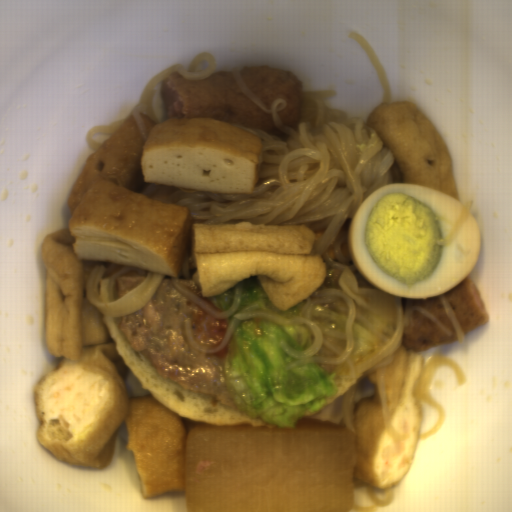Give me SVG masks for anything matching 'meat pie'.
Instances as JSON below:
<instances>
[{"mask_svg": "<svg viewBox=\"0 0 512 512\" xmlns=\"http://www.w3.org/2000/svg\"><path fill=\"white\" fill-rule=\"evenodd\" d=\"M171 277L165 275L146 305L121 318L119 331L134 351L147 356L162 377L236 406L225 385L231 338L218 353H200L191 347L185 327V319H190L195 342L200 347L216 348L226 334L228 317H212L179 292Z\"/></svg>", "mask_w": 512, "mask_h": 512, "instance_id": "b5893723", "label": "meat pie"}, {"mask_svg": "<svg viewBox=\"0 0 512 512\" xmlns=\"http://www.w3.org/2000/svg\"><path fill=\"white\" fill-rule=\"evenodd\" d=\"M148 270L134 268L116 279L113 298H119L133 291L143 282Z\"/></svg>", "mask_w": 512, "mask_h": 512, "instance_id": "c0bc52ac", "label": "meat pie"}, {"mask_svg": "<svg viewBox=\"0 0 512 512\" xmlns=\"http://www.w3.org/2000/svg\"><path fill=\"white\" fill-rule=\"evenodd\" d=\"M176 279L179 280L182 284H184L188 289H190L200 299H202L213 310H218L216 305H215V303H214V300H213L212 296L211 297H205V296L202 295L200 283L194 282L192 280L178 279V278H176Z\"/></svg>", "mask_w": 512, "mask_h": 512, "instance_id": "742d133d", "label": "meat pie"}, {"mask_svg": "<svg viewBox=\"0 0 512 512\" xmlns=\"http://www.w3.org/2000/svg\"><path fill=\"white\" fill-rule=\"evenodd\" d=\"M111 276L112 275L100 277V280L98 282V289H97V295L100 300L109 301L108 285H109Z\"/></svg>", "mask_w": 512, "mask_h": 512, "instance_id": "038a4eef", "label": "meat pie"}]
</instances>
